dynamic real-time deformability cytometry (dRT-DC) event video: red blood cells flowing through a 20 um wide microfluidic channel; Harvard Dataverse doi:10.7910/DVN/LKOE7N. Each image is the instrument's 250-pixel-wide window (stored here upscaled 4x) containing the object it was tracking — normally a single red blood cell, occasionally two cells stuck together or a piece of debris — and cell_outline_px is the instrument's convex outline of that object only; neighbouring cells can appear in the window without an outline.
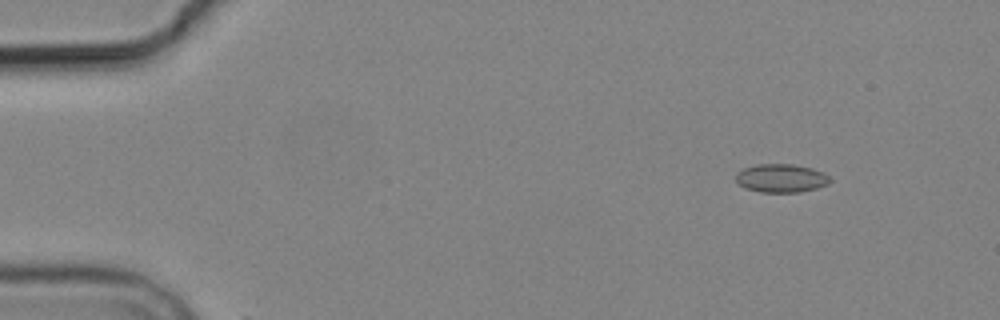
{"species": "common noctule bat (a hibernating species)", "species_latin": "Nyctalus noctula", "temperature_condition": "cold", "stored_images_in_passage": 6, "camera_frame_rate_fps": 3000, "um_per_image_px": 0.085, "animal": {"sex": "male", "body_mass_g": 19.2, "forearm_length_mm": 51.8}, "frame": {"image": 1, "passage_image": 1, "time_ms": 0.0, "image_size_px": [1000, 320], "cell_outline_px": [[832, 180], [828, 184], [816, 188], [800, 192], [760, 192], [748, 188], [740, 184], [736, 180], [736, 172], [744, 168], [756, 164], [792, 164], [812, 168], [824, 172]], "centroid_in_image_um": [66.42, 15.14], "position_along_channel_um": 18.6, "area_um2": 15.55}}
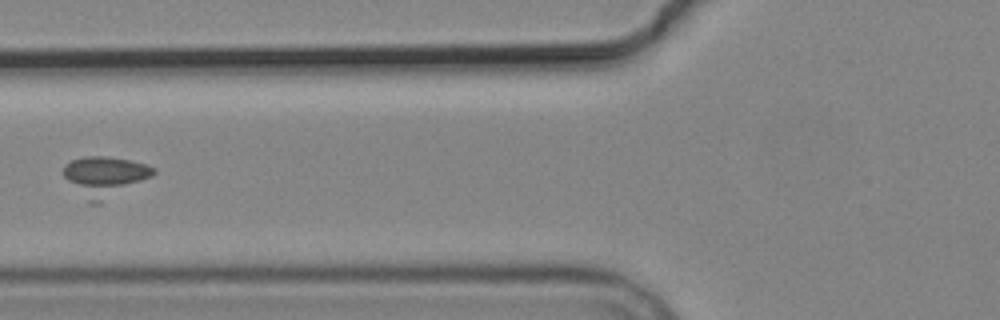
{"frame": {"image": 2, "passage_image": 5, "time_ms": 5.333, "image_size_px": [1000, 320], "cell_outline_px": [[156, 172], [152, 176], [100, 204], [88, 204], [64, 176], [64, 164], [72, 160], [84, 156], [104, 156], [128, 160], [144, 164], [156, 168]], "centroid_in_image_um": [8.89, 15.01], "position_along_channel_um": 116.9, "area_um2": 20.92}}
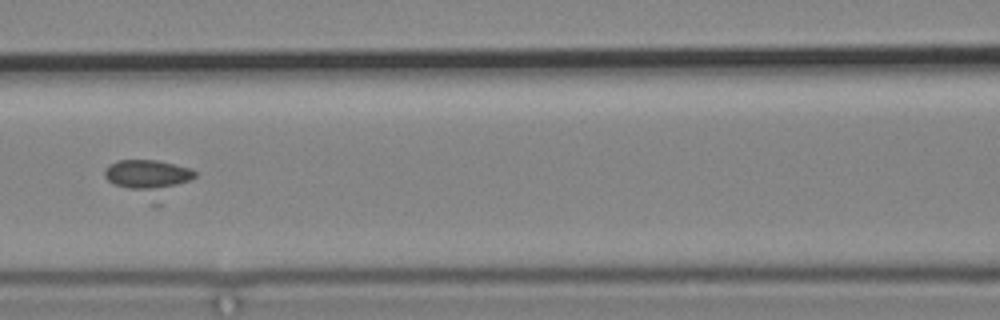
{"frame": {"image": 3, "passage_image": 6, "time_ms": 6.333, "image_size_px": [1000, 320], "cell_outline_px": [[196, 176], [160, 204], [152, 208], [112, 184], [104, 176], [104, 168], [108, 164], [116, 160], [156, 160], [192, 168], [196, 172]], "centroid_in_image_um": [12.62, 15.22], "position_along_channel_um": 154.0, "area_um2": 20.4}}